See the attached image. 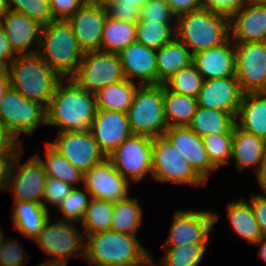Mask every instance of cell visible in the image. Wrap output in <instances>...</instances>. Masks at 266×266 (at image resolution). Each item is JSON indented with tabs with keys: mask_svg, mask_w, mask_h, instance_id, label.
Listing matches in <instances>:
<instances>
[{
	"mask_svg": "<svg viewBox=\"0 0 266 266\" xmlns=\"http://www.w3.org/2000/svg\"><path fill=\"white\" fill-rule=\"evenodd\" d=\"M67 83L61 80L56 86L46 108L47 125L60 127L59 132L87 131L97 112L95 95L83 90L71 78Z\"/></svg>",
	"mask_w": 266,
	"mask_h": 266,
	"instance_id": "6da1fadb",
	"label": "cell"
},
{
	"mask_svg": "<svg viewBox=\"0 0 266 266\" xmlns=\"http://www.w3.org/2000/svg\"><path fill=\"white\" fill-rule=\"evenodd\" d=\"M85 237L84 260L92 266H134L151 256L136 235L107 230Z\"/></svg>",
	"mask_w": 266,
	"mask_h": 266,
	"instance_id": "7a4b0ae2",
	"label": "cell"
},
{
	"mask_svg": "<svg viewBox=\"0 0 266 266\" xmlns=\"http://www.w3.org/2000/svg\"><path fill=\"white\" fill-rule=\"evenodd\" d=\"M39 46L37 54L62 79L77 72L84 56L67 21H52L42 26Z\"/></svg>",
	"mask_w": 266,
	"mask_h": 266,
	"instance_id": "3957f363",
	"label": "cell"
},
{
	"mask_svg": "<svg viewBox=\"0 0 266 266\" xmlns=\"http://www.w3.org/2000/svg\"><path fill=\"white\" fill-rule=\"evenodd\" d=\"M175 37L194 55L226 43L230 37V19L198 9L176 17Z\"/></svg>",
	"mask_w": 266,
	"mask_h": 266,
	"instance_id": "277c9868",
	"label": "cell"
},
{
	"mask_svg": "<svg viewBox=\"0 0 266 266\" xmlns=\"http://www.w3.org/2000/svg\"><path fill=\"white\" fill-rule=\"evenodd\" d=\"M7 71L11 87L46 108L57 84L64 80L37 53L16 56Z\"/></svg>",
	"mask_w": 266,
	"mask_h": 266,
	"instance_id": "5b68a950",
	"label": "cell"
},
{
	"mask_svg": "<svg viewBox=\"0 0 266 266\" xmlns=\"http://www.w3.org/2000/svg\"><path fill=\"white\" fill-rule=\"evenodd\" d=\"M132 135L158 138L168 129L164 111V84L140 85L127 111Z\"/></svg>",
	"mask_w": 266,
	"mask_h": 266,
	"instance_id": "8992f818",
	"label": "cell"
},
{
	"mask_svg": "<svg viewBox=\"0 0 266 266\" xmlns=\"http://www.w3.org/2000/svg\"><path fill=\"white\" fill-rule=\"evenodd\" d=\"M0 123L19 141L20 133L28 135L40 125H47L46 107L9 87L0 102Z\"/></svg>",
	"mask_w": 266,
	"mask_h": 266,
	"instance_id": "52a82bcc",
	"label": "cell"
},
{
	"mask_svg": "<svg viewBox=\"0 0 266 266\" xmlns=\"http://www.w3.org/2000/svg\"><path fill=\"white\" fill-rule=\"evenodd\" d=\"M71 79L83 90L95 94L98 90L125 78L117 53L86 52Z\"/></svg>",
	"mask_w": 266,
	"mask_h": 266,
	"instance_id": "ba28073f",
	"label": "cell"
},
{
	"mask_svg": "<svg viewBox=\"0 0 266 266\" xmlns=\"http://www.w3.org/2000/svg\"><path fill=\"white\" fill-rule=\"evenodd\" d=\"M151 156L152 177L155 180L193 185L206 184L164 136L153 139Z\"/></svg>",
	"mask_w": 266,
	"mask_h": 266,
	"instance_id": "9c48e42d",
	"label": "cell"
},
{
	"mask_svg": "<svg viewBox=\"0 0 266 266\" xmlns=\"http://www.w3.org/2000/svg\"><path fill=\"white\" fill-rule=\"evenodd\" d=\"M85 235L81 234L72 222L59 220L51 224L46 222L43 230L34 240L41 250L51 259L45 262L68 263L71 254L80 252L79 256L85 257ZM84 246V247H83Z\"/></svg>",
	"mask_w": 266,
	"mask_h": 266,
	"instance_id": "30bf717a",
	"label": "cell"
},
{
	"mask_svg": "<svg viewBox=\"0 0 266 266\" xmlns=\"http://www.w3.org/2000/svg\"><path fill=\"white\" fill-rule=\"evenodd\" d=\"M152 143L151 137L131 135L107 158L122 176L127 180L132 178L133 183H136L147 173H151L152 177Z\"/></svg>",
	"mask_w": 266,
	"mask_h": 266,
	"instance_id": "8fae6325",
	"label": "cell"
},
{
	"mask_svg": "<svg viewBox=\"0 0 266 266\" xmlns=\"http://www.w3.org/2000/svg\"><path fill=\"white\" fill-rule=\"evenodd\" d=\"M234 46L235 77L243 93L266 92V41Z\"/></svg>",
	"mask_w": 266,
	"mask_h": 266,
	"instance_id": "7c38bea8",
	"label": "cell"
},
{
	"mask_svg": "<svg viewBox=\"0 0 266 266\" xmlns=\"http://www.w3.org/2000/svg\"><path fill=\"white\" fill-rule=\"evenodd\" d=\"M49 144L83 174L107 158L89 130L59 132Z\"/></svg>",
	"mask_w": 266,
	"mask_h": 266,
	"instance_id": "4fadbf2b",
	"label": "cell"
},
{
	"mask_svg": "<svg viewBox=\"0 0 266 266\" xmlns=\"http://www.w3.org/2000/svg\"><path fill=\"white\" fill-rule=\"evenodd\" d=\"M219 216L209 211H177L164 249L185 244H208L210 231Z\"/></svg>",
	"mask_w": 266,
	"mask_h": 266,
	"instance_id": "5bb4252c",
	"label": "cell"
},
{
	"mask_svg": "<svg viewBox=\"0 0 266 266\" xmlns=\"http://www.w3.org/2000/svg\"><path fill=\"white\" fill-rule=\"evenodd\" d=\"M22 151L18 152L12 162L5 191L7 189L12 190L14 201H30L42 204L47 175L42 163L35 155L28 159L25 164H19ZM17 164L16 172L14 168Z\"/></svg>",
	"mask_w": 266,
	"mask_h": 266,
	"instance_id": "9a60e30c",
	"label": "cell"
},
{
	"mask_svg": "<svg viewBox=\"0 0 266 266\" xmlns=\"http://www.w3.org/2000/svg\"><path fill=\"white\" fill-rule=\"evenodd\" d=\"M130 180H127L106 158L83 174V186L90 198L118 202L128 197Z\"/></svg>",
	"mask_w": 266,
	"mask_h": 266,
	"instance_id": "2e32d148",
	"label": "cell"
},
{
	"mask_svg": "<svg viewBox=\"0 0 266 266\" xmlns=\"http://www.w3.org/2000/svg\"><path fill=\"white\" fill-rule=\"evenodd\" d=\"M106 19L107 15L102 4L87 2L67 20L84 53L101 50Z\"/></svg>",
	"mask_w": 266,
	"mask_h": 266,
	"instance_id": "e0dca14e",
	"label": "cell"
},
{
	"mask_svg": "<svg viewBox=\"0 0 266 266\" xmlns=\"http://www.w3.org/2000/svg\"><path fill=\"white\" fill-rule=\"evenodd\" d=\"M243 94L235 76L209 79L204 80L197 103L200 107L227 111L236 116Z\"/></svg>",
	"mask_w": 266,
	"mask_h": 266,
	"instance_id": "ac0fdd59",
	"label": "cell"
},
{
	"mask_svg": "<svg viewBox=\"0 0 266 266\" xmlns=\"http://www.w3.org/2000/svg\"><path fill=\"white\" fill-rule=\"evenodd\" d=\"M89 131L107 157L132 135L127 113L99 109Z\"/></svg>",
	"mask_w": 266,
	"mask_h": 266,
	"instance_id": "d6986e66",
	"label": "cell"
},
{
	"mask_svg": "<svg viewBox=\"0 0 266 266\" xmlns=\"http://www.w3.org/2000/svg\"><path fill=\"white\" fill-rule=\"evenodd\" d=\"M163 136L206 182L209 172L216 170V168L210 163L202 137L194 133L188 126L168 127Z\"/></svg>",
	"mask_w": 266,
	"mask_h": 266,
	"instance_id": "ffe728a7",
	"label": "cell"
},
{
	"mask_svg": "<svg viewBox=\"0 0 266 266\" xmlns=\"http://www.w3.org/2000/svg\"><path fill=\"white\" fill-rule=\"evenodd\" d=\"M235 19V20H234ZM232 43L266 41V5L248 2L230 18Z\"/></svg>",
	"mask_w": 266,
	"mask_h": 266,
	"instance_id": "44dd1931",
	"label": "cell"
},
{
	"mask_svg": "<svg viewBox=\"0 0 266 266\" xmlns=\"http://www.w3.org/2000/svg\"><path fill=\"white\" fill-rule=\"evenodd\" d=\"M125 78L140 85H157L156 50L134 42L118 53Z\"/></svg>",
	"mask_w": 266,
	"mask_h": 266,
	"instance_id": "7402d4cb",
	"label": "cell"
},
{
	"mask_svg": "<svg viewBox=\"0 0 266 266\" xmlns=\"http://www.w3.org/2000/svg\"><path fill=\"white\" fill-rule=\"evenodd\" d=\"M1 24L6 32L7 38L12 48L18 55L36 54L38 50L30 49L33 42L40 43L42 25L37 21L29 19L24 14L7 11L6 16L2 19Z\"/></svg>",
	"mask_w": 266,
	"mask_h": 266,
	"instance_id": "603a6c76",
	"label": "cell"
},
{
	"mask_svg": "<svg viewBox=\"0 0 266 266\" xmlns=\"http://www.w3.org/2000/svg\"><path fill=\"white\" fill-rule=\"evenodd\" d=\"M229 39L221 46L193 55V64L204 80L235 76V46Z\"/></svg>",
	"mask_w": 266,
	"mask_h": 266,
	"instance_id": "cb8c5ba5",
	"label": "cell"
},
{
	"mask_svg": "<svg viewBox=\"0 0 266 266\" xmlns=\"http://www.w3.org/2000/svg\"><path fill=\"white\" fill-rule=\"evenodd\" d=\"M236 125L266 140V92L243 94Z\"/></svg>",
	"mask_w": 266,
	"mask_h": 266,
	"instance_id": "d4e9b609",
	"label": "cell"
},
{
	"mask_svg": "<svg viewBox=\"0 0 266 266\" xmlns=\"http://www.w3.org/2000/svg\"><path fill=\"white\" fill-rule=\"evenodd\" d=\"M265 147L266 140L263 138L257 137L237 125L234 127L231 159L239 171L256 166L255 171L257 172Z\"/></svg>",
	"mask_w": 266,
	"mask_h": 266,
	"instance_id": "484cf974",
	"label": "cell"
},
{
	"mask_svg": "<svg viewBox=\"0 0 266 266\" xmlns=\"http://www.w3.org/2000/svg\"><path fill=\"white\" fill-rule=\"evenodd\" d=\"M193 63V54L176 37L156 50L157 85Z\"/></svg>",
	"mask_w": 266,
	"mask_h": 266,
	"instance_id": "4316f807",
	"label": "cell"
},
{
	"mask_svg": "<svg viewBox=\"0 0 266 266\" xmlns=\"http://www.w3.org/2000/svg\"><path fill=\"white\" fill-rule=\"evenodd\" d=\"M11 215L14 227L32 240L38 237L50 219L48 210L41 203L30 201H14Z\"/></svg>",
	"mask_w": 266,
	"mask_h": 266,
	"instance_id": "83f0119b",
	"label": "cell"
},
{
	"mask_svg": "<svg viewBox=\"0 0 266 266\" xmlns=\"http://www.w3.org/2000/svg\"><path fill=\"white\" fill-rule=\"evenodd\" d=\"M236 116L222 110L207 109L198 106L188 127L200 137L216 133H233Z\"/></svg>",
	"mask_w": 266,
	"mask_h": 266,
	"instance_id": "f1b7e54d",
	"label": "cell"
},
{
	"mask_svg": "<svg viewBox=\"0 0 266 266\" xmlns=\"http://www.w3.org/2000/svg\"><path fill=\"white\" fill-rule=\"evenodd\" d=\"M137 88L136 83L128 79L109 84L94 94L97 109L127 113Z\"/></svg>",
	"mask_w": 266,
	"mask_h": 266,
	"instance_id": "f546056e",
	"label": "cell"
},
{
	"mask_svg": "<svg viewBox=\"0 0 266 266\" xmlns=\"http://www.w3.org/2000/svg\"><path fill=\"white\" fill-rule=\"evenodd\" d=\"M226 207L229 223L235 233L248 241L249 244H256L263 235L251 204L240 198L238 201L230 202Z\"/></svg>",
	"mask_w": 266,
	"mask_h": 266,
	"instance_id": "4dcf8cb0",
	"label": "cell"
},
{
	"mask_svg": "<svg viewBox=\"0 0 266 266\" xmlns=\"http://www.w3.org/2000/svg\"><path fill=\"white\" fill-rule=\"evenodd\" d=\"M197 107V98L171 91L164 85V111L168 127L188 126Z\"/></svg>",
	"mask_w": 266,
	"mask_h": 266,
	"instance_id": "1f68e13d",
	"label": "cell"
},
{
	"mask_svg": "<svg viewBox=\"0 0 266 266\" xmlns=\"http://www.w3.org/2000/svg\"><path fill=\"white\" fill-rule=\"evenodd\" d=\"M134 42H136V24L115 18L106 19L100 51L118 54Z\"/></svg>",
	"mask_w": 266,
	"mask_h": 266,
	"instance_id": "d6a6232c",
	"label": "cell"
},
{
	"mask_svg": "<svg viewBox=\"0 0 266 266\" xmlns=\"http://www.w3.org/2000/svg\"><path fill=\"white\" fill-rule=\"evenodd\" d=\"M45 160L35 155L42 163L47 177L67 182L71 186L83 181V173L70 164L67 159L60 154L49 142L46 143Z\"/></svg>",
	"mask_w": 266,
	"mask_h": 266,
	"instance_id": "836d02e7",
	"label": "cell"
},
{
	"mask_svg": "<svg viewBox=\"0 0 266 266\" xmlns=\"http://www.w3.org/2000/svg\"><path fill=\"white\" fill-rule=\"evenodd\" d=\"M142 213L138 200L129 196L121 201L114 202L110 230L122 234L136 235L142 221Z\"/></svg>",
	"mask_w": 266,
	"mask_h": 266,
	"instance_id": "e575fe53",
	"label": "cell"
},
{
	"mask_svg": "<svg viewBox=\"0 0 266 266\" xmlns=\"http://www.w3.org/2000/svg\"><path fill=\"white\" fill-rule=\"evenodd\" d=\"M114 202L90 198L88 207L82 218V225L87 235L110 230Z\"/></svg>",
	"mask_w": 266,
	"mask_h": 266,
	"instance_id": "d590c367",
	"label": "cell"
},
{
	"mask_svg": "<svg viewBox=\"0 0 266 266\" xmlns=\"http://www.w3.org/2000/svg\"><path fill=\"white\" fill-rule=\"evenodd\" d=\"M175 28L176 23L137 22L136 42L158 50L175 38Z\"/></svg>",
	"mask_w": 266,
	"mask_h": 266,
	"instance_id": "8d00e7d4",
	"label": "cell"
},
{
	"mask_svg": "<svg viewBox=\"0 0 266 266\" xmlns=\"http://www.w3.org/2000/svg\"><path fill=\"white\" fill-rule=\"evenodd\" d=\"M203 82L204 78L192 63L176 72L164 85L171 91L197 98Z\"/></svg>",
	"mask_w": 266,
	"mask_h": 266,
	"instance_id": "74e56055",
	"label": "cell"
},
{
	"mask_svg": "<svg viewBox=\"0 0 266 266\" xmlns=\"http://www.w3.org/2000/svg\"><path fill=\"white\" fill-rule=\"evenodd\" d=\"M208 244H185L166 250V255L159 264L162 266H198Z\"/></svg>",
	"mask_w": 266,
	"mask_h": 266,
	"instance_id": "f35d334b",
	"label": "cell"
},
{
	"mask_svg": "<svg viewBox=\"0 0 266 266\" xmlns=\"http://www.w3.org/2000/svg\"><path fill=\"white\" fill-rule=\"evenodd\" d=\"M210 163L218 169L232 156L233 133L210 134L202 137Z\"/></svg>",
	"mask_w": 266,
	"mask_h": 266,
	"instance_id": "ab89813d",
	"label": "cell"
},
{
	"mask_svg": "<svg viewBox=\"0 0 266 266\" xmlns=\"http://www.w3.org/2000/svg\"><path fill=\"white\" fill-rule=\"evenodd\" d=\"M7 6L9 10L24 14L42 26L53 21L49 0H7Z\"/></svg>",
	"mask_w": 266,
	"mask_h": 266,
	"instance_id": "60d3db41",
	"label": "cell"
},
{
	"mask_svg": "<svg viewBox=\"0 0 266 266\" xmlns=\"http://www.w3.org/2000/svg\"><path fill=\"white\" fill-rule=\"evenodd\" d=\"M90 193L85 189L79 190L76 186L73 191L62 200L59 211L63 214L61 220L66 222H79L85 214L86 208L89 205L90 200L87 198Z\"/></svg>",
	"mask_w": 266,
	"mask_h": 266,
	"instance_id": "b9f144b4",
	"label": "cell"
},
{
	"mask_svg": "<svg viewBox=\"0 0 266 266\" xmlns=\"http://www.w3.org/2000/svg\"><path fill=\"white\" fill-rule=\"evenodd\" d=\"M176 16L172 13L169 4L165 0H148L141 9L138 22H159L164 24L176 23Z\"/></svg>",
	"mask_w": 266,
	"mask_h": 266,
	"instance_id": "7bdbcfd3",
	"label": "cell"
},
{
	"mask_svg": "<svg viewBox=\"0 0 266 266\" xmlns=\"http://www.w3.org/2000/svg\"><path fill=\"white\" fill-rule=\"evenodd\" d=\"M75 187L71 186L67 182H64L59 179L52 177H47L44 195L42 200V205L48 210L45 203L50 205L60 206L62 200H64L74 189Z\"/></svg>",
	"mask_w": 266,
	"mask_h": 266,
	"instance_id": "ee69618b",
	"label": "cell"
},
{
	"mask_svg": "<svg viewBox=\"0 0 266 266\" xmlns=\"http://www.w3.org/2000/svg\"><path fill=\"white\" fill-rule=\"evenodd\" d=\"M107 18H115L136 24L140 20L141 10L136 6L119 5L117 0H108L103 4Z\"/></svg>",
	"mask_w": 266,
	"mask_h": 266,
	"instance_id": "f6af8a7d",
	"label": "cell"
},
{
	"mask_svg": "<svg viewBox=\"0 0 266 266\" xmlns=\"http://www.w3.org/2000/svg\"><path fill=\"white\" fill-rule=\"evenodd\" d=\"M87 2L88 0H49L53 21H67Z\"/></svg>",
	"mask_w": 266,
	"mask_h": 266,
	"instance_id": "bcb514c9",
	"label": "cell"
},
{
	"mask_svg": "<svg viewBox=\"0 0 266 266\" xmlns=\"http://www.w3.org/2000/svg\"><path fill=\"white\" fill-rule=\"evenodd\" d=\"M251 0H203L202 8L230 19Z\"/></svg>",
	"mask_w": 266,
	"mask_h": 266,
	"instance_id": "7dc6e473",
	"label": "cell"
},
{
	"mask_svg": "<svg viewBox=\"0 0 266 266\" xmlns=\"http://www.w3.org/2000/svg\"><path fill=\"white\" fill-rule=\"evenodd\" d=\"M19 242L6 241L0 249V266H23L27 260V255L22 250ZM26 257V258H25Z\"/></svg>",
	"mask_w": 266,
	"mask_h": 266,
	"instance_id": "c3c4849f",
	"label": "cell"
},
{
	"mask_svg": "<svg viewBox=\"0 0 266 266\" xmlns=\"http://www.w3.org/2000/svg\"><path fill=\"white\" fill-rule=\"evenodd\" d=\"M250 204L263 236H266V196L252 194Z\"/></svg>",
	"mask_w": 266,
	"mask_h": 266,
	"instance_id": "681fc988",
	"label": "cell"
},
{
	"mask_svg": "<svg viewBox=\"0 0 266 266\" xmlns=\"http://www.w3.org/2000/svg\"><path fill=\"white\" fill-rule=\"evenodd\" d=\"M16 54L7 38L6 32L0 23V69H7Z\"/></svg>",
	"mask_w": 266,
	"mask_h": 266,
	"instance_id": "f907efd6",
	"label": "cell"
},
{
	"mask_svg": "<svg viewBox=\"0 0 266 266\" xmlns=\"http://www.w3.org/2000/svg\"><path fill=\"white\" fill-rule=\"evenodd\" d=\"M172 11L178 17L184 13H189L198 9H202L203 0H165Z\"/></svg>",
	"mask_w": 266,
	"mask_h": 266,
	"instance_id": "816d5d0a",
	"label": "cell"
},
{
	"mask_svg": "<svg viewBox=\"0 0 266 266\" xmlns=\"http://www.w3.org/2000/svg\"><path fill=\"white\" fill-rule=\"evenodd\" d=\"M20 141L10 133V131L0 123V153H18L22 149Z\"/></svg>",
	"mask_w": 266,
	"mask_h": 266,
	"instance_id": "f5cc1de1",
	"label": "cell"
},
{
	"mask_svg": "<svg viewBox=\"0 0 266 266\" xmlns=\"http://www.w3.org/2000/svg\"><path fill=\"white\" fill-rule=\"evenodd\" d=\"M18 153H0V191H5L11 165Z\"/></svg>",
	"mask_w": 266,
	"mask_h": 266,
	"instance_id": "db71d44e",
	"label": "cell"
},
{
	"mask_svg": "<svg viewBox=\"0 0 266 266\" xmlns=\"http://www.w3.org/2000/svg\"><path fill=\"white\" fill-rule=\"evenodd\" d=\"M10 86V75L7 69H0V102L4 98V95Z\"/></svg>",
	"mask_w": 266,
	"mask_h": 266,
	"instance_id": "11a10c76",
	"label": "cell"
},
{
	"mask_svg": "<svg viewBox=\"0 0 266 266\" xmlns=\"http://www.w3.org/2000/svg\"><path fill=\"white\" fill-rule=\"evenodd\" d=\"M257 179L260 183L261 188L265 192L264 196H266V147L264 150V154L262 157V161H261L259 170L257 171Z\"/></svg>",
	"mask_w": 266,
	"mask_h": 266,
	"instance_id": "9f6ffc18",
	"label": "cell"
},
{
	"mask_svg": "<svg viewBox=\"0 0 266 266\" xmlns=\"http://www.w3.org/2000/svg\"><path fill=\"white\" fill-rule=\"evenodd\" d=\"M117 1H119V5L136 6L141 10L148 0H117Z\"/></svg>",
	"mask_w": 266,
	"mask_h": 266,
	"instance_id": "6f0895ef",
	"label": "cell"
},
{
	"mask_svg": "<svg viewBox=\"0 0 266 266\" xmlns=\"http://www.w3.org/2000/svg\"><path fill=\"white\" fill-rule=\"evenodd\" d=\"M257 246L260 245V250L258 252V255L261 259H263L266 262V236H262L258 242L256 243Z\"/></svg>",
	"mask_w": 266,
	"mask_h": 266,
	"instance_id": "680465c9",
	"label": "cell"
},
{
	"mask_svg": "<svg viewBox=\"0 0 266 266\" xmlns=\"http://www.w3.org/2000/svg\"><path fill=\"white\" fill-rule=\"evenodd\" d=\"M8 11L7 0H0V23Z\"/></svg>",
	"mask_w": 266,
	"mask_h": 266,
	"instance_id": "91938a15",
	"label": "cell"
},
{
	"mask_svg": "<svg viewBox=\"0 0 266 266\" xmlns=\"http://www.w3.org/2000/svg\"><path fill=\"white\" fill-rule=\"evenodd\" d=\"M38 266H67L66 263H55V262H42Z\"/></svg>",
	"mask_w": 266,
	"mask_h": 266,
	"instance_id": "94428289",
	"label": "cell"
},
{
	"mask_svg": "<svg viewBox=\"0 0 266 266\" xmlns=\"http://www.w3.org/2000/svg\"><path fill=\"white\" fill-rule=\"evenodd\" d=\"M134 266H152V257L150 256L145 262Z\"/></svg>",
	"mask_w": 266,
	"mask_h": 266,
	"instance_id": "6125c7cd",
	"label": "cell"
},
{
	"mask_svg": "<svg viewBox=\"0 0 266 266\" xmlns=\"http://www.w3.org/2000/svg\"><path fill=\"white\" fill-rule=\"evenodd\" d=\"M3 240H5V238H4L3 232H2L1 227H0V249L3 246V244L5 243V241H3Z\"/></svg>",
	"mask_w": 266,
	"mask_h": 266,
	"instance_id": "be15d7a7",
	"label": "cell"
},
{
	"mask_svg": "<svg viewBox=\"0 0 266 266\" xmlns=\"http://www.w3.org/2000/svg\"><path fill=\"white\" fill-rule=\"evenodd\" d=\"M108 0H88L90 3H95V4H104Z\"/></svg>",
	"mask_w": 266,
	"mask_h": 266,
	"instance_id": "e7e4bbea",
	"label": "cell"
},
{
	"mask_svg": "<svg viewBox=\"0 0 266 266\" xmlns=\"http://www.w3.org/2000/svg\"><path fill=\"white\" fill-rule=\"evenodd\" d=\"M251 2L258 3V4H265L266 5V0H251Z\"/></svg>",
	"mask_w": 266,
	"mask_h": 266,
	"instance_id": "03108f58",
	"label": "cell"
},
{
	"mask_svg": "<svg viewBox=\"0 0 266 266\" xmlns=\"http://www.w3.org/2000/svg\"><path fill=\"white\" fill-rule=\"evenodd\" d=\"M152 266H158L156 263L152 260Z\"/></svg>",
	"mask_w": 266,
	"mask_h": 266,
	"instance_id": "003e7915",
	"label": "cell"
}]
</instances>
